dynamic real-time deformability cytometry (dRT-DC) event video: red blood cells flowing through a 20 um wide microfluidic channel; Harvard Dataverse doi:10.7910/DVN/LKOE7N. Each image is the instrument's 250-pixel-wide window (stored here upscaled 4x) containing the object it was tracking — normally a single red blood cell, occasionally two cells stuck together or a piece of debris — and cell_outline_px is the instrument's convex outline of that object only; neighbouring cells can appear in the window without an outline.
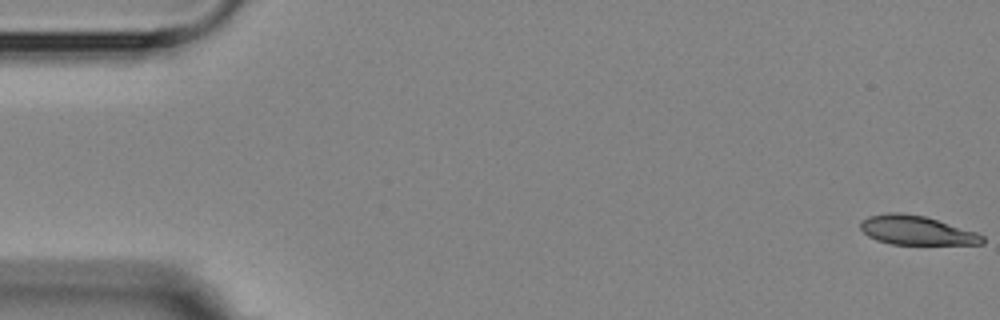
{"species": "Egyptian fruit bat (a non-hibernating species)", "species_latin": "Rousettus aegyptiacus", "temperature_condition": "room temperature", "stored_images_in_passage": 16, "segment_of_instrument_passage": [1, 2], "camera_frame_rate_fps": 3000, "um_per_image_px": 0.085, "animal": {"sex": "female"}, "frame": {"image": 1, "passage_image": 1, "time_ms": 0.0, "image_size_px": [1000, 320], "cell_outline_px": [[984, 244], [892, 244], [876, 240], [868, 236], [860, 228], [860, 220], [868, 216], [888, 212], [900, 212], [924, 216], [976, 232], [984, 236]], "centroid_in_image_um": [77.86, 19.57], "position_along_channel_um": 7.1, "area_um2": 20.63}}
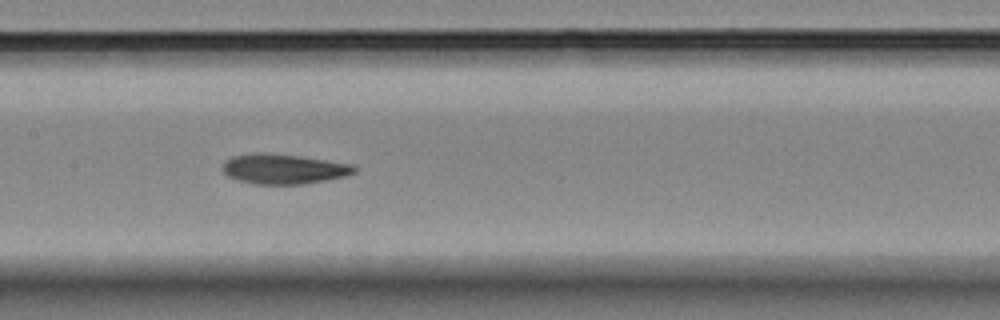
{"frame": {"image": 2, "passage_image": 8, "time_ms": 8.667, "image_size_px": [1000, 320], "cell_outline_px": [[356, 172], [344, 176], [304, 184], [252, 184], [228, 176], [220, 168], [224, 160], [232, 156], [260, 152], [296, 156], [352, 164], [356, 168]], "centroid_in_image_um": [24.05, 14.36], "position_along_channel_um": 183.4, "area_um2": 22.77}}
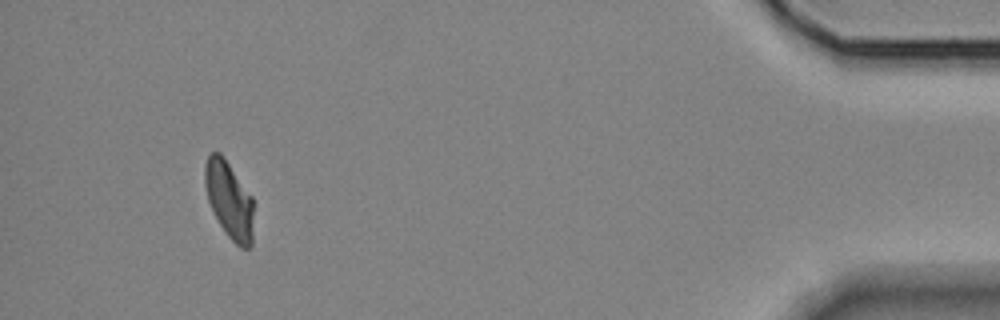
{"frame": {"image": 3, "passage_image": 14, "time_ms": 17.0, "image_size_px": [1000, 320], "cell_outline_px": [[252, 244], [248, 248], [240, 248], [224, 232], [208, 200], [204, 184], [204, 164], [208, 152], [220, 152], [224, 156], [252, 196]], "centroid_in_image_um": [19.46, 16.94], "position_along_channel_um": 415.7, "area_um2": 21.91}}